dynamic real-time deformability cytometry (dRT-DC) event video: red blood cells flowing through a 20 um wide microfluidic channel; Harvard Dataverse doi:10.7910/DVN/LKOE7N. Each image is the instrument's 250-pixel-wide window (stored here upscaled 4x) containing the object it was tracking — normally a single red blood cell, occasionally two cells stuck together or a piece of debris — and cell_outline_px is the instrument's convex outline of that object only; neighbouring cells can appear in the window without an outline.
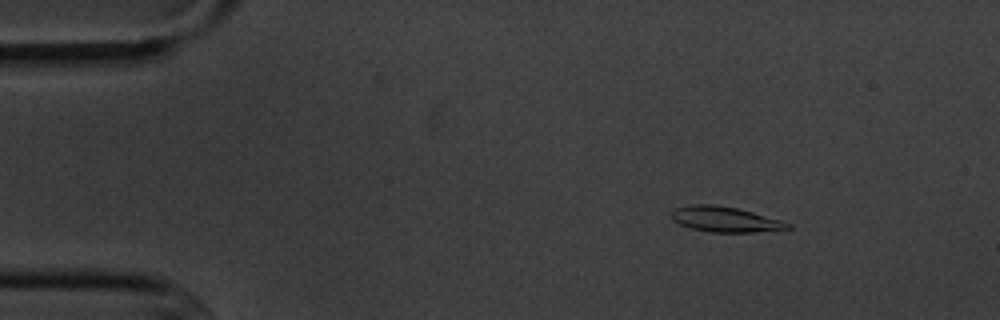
{"species": "common noctule bat (a hibernating species)", "species_latin": "Nyctalus noctula", "temperature_condition": "cold", "stored_images_in_passage": 4, "camera_frame_rate_fps": 3000, "um_per_image_px": 0.085, "animal": {"sex": "male", "body_mass_g": 20.1, "forearm_length_mm": 53.5}, "frame": {"image": 1, "passage_image": 1, "time_ms": 0.0, "image_size_px": [1000, 320], "cell_outline_px": [[792, 228], [752, 232], [712, 232], [692, 228], [680, 224], [672, 220], [668, 216], [676, 208], [692, 204], [712, 204], [736, 208], [752, 212], [780, 220], [792, 224]], "centroid_in_image_um": [61.6, 18.64], "position_along_channel_um": 23.4, "area_um2": 16.99}}